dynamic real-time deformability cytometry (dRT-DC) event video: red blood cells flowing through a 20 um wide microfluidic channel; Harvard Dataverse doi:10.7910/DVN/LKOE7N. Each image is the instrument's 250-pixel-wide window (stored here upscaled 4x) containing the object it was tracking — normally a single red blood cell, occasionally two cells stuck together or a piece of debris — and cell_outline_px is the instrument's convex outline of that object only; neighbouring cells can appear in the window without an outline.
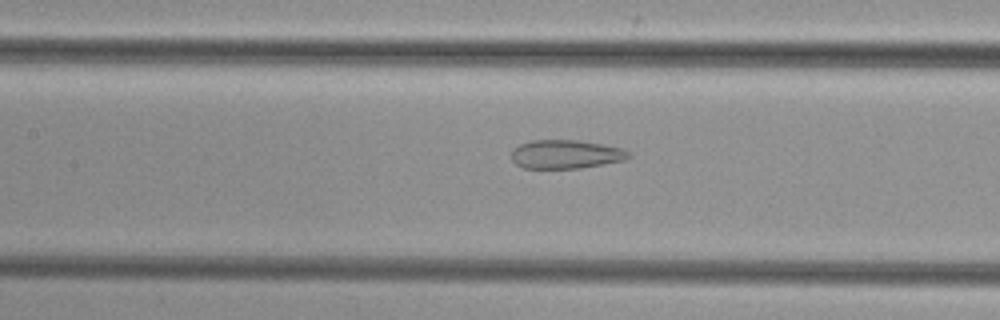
{"species": "common noctule bat (a hibernating species)", "species_latin": "Nyctalus noctula", "temperature_condition": "cold", "stored_images_in_passage": 52, "camera_frame_rate_fps": 3000, "um_per_image_px": 0.085, "animal": {"sex": "female", "body_mass_g": 29.2, "forearm_length_mm": 56.3}, "frame": {"image": 1, "passage_image": 24, "time_ms": 7.667, "image_size_px": [1000, 320], "cell_outline_px": [[632, 156], [624, 160], [580, 168], [524, 168], [516, 164], [512, 160], [512, 148], [520, 144], [532, 140], [580, 140], [620, 148], [632, 152]], "centroid_in_image_um": [48.09, 13.11], "position_along_channel_um": 159.3, "area_um2": 19.59}}
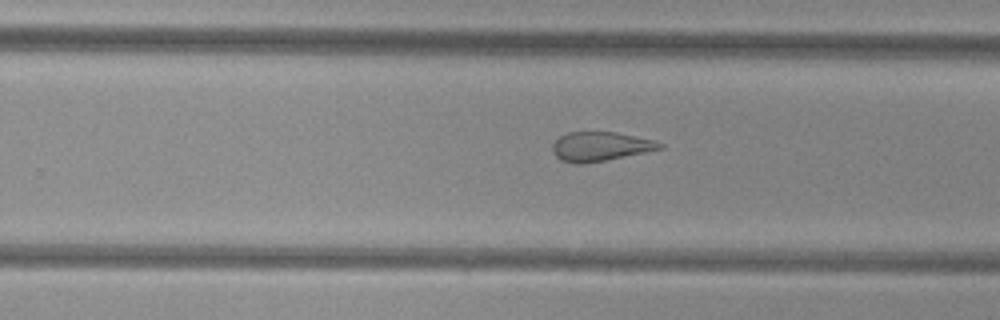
{"frame": {"image": 2, "passage_image": 33, "time_ms": 10.667, "image_size_px": [1000, 320], "cell_outline_px": [[664, 148], [584, 164], [576, 164], [560, 160], [552, 152], [552, 144], [560, 136], [568, 132], [616, 132], [652, 140], [664, 144]], "centroid_in_image_um": [50.98, 12.45], "position_along_channel_um": 278.8, "area_um2": 18.09}}
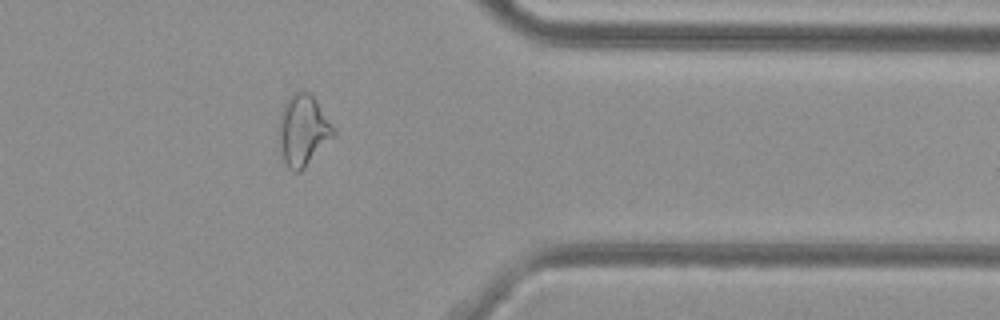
{"frame": {"image": 3, "passage_image": 42, "time_ms": 13.667, "image_size_px": [1000, 320], "cell_outline_px": [[336, 136], [300, 172], [292, 172], [284, 164], [280, 148], [280, 116], [284, 104], [292, 92], [300, 88], [304, 88], [316, 100], [336, 128]], "centroid_in_image_um": [25.8, 11.07], "position_along_channel_um": 385.6, "area_um2": 23.0}}